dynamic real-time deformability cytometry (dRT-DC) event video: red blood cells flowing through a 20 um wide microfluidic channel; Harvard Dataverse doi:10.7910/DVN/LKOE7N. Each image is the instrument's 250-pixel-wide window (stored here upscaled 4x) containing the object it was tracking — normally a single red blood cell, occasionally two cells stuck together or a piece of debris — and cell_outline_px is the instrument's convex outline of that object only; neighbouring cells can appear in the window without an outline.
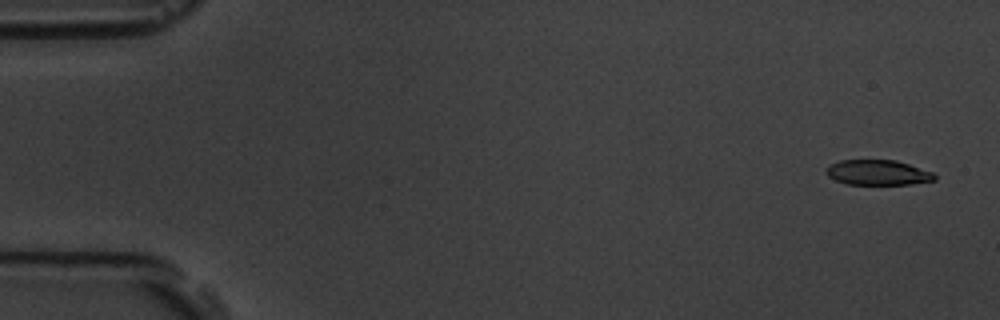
{"species": "common noctule bat (a hibernating species)", "species_latin": "Nyctalus noctula", "temperature_condition": "room temperature", "stored_images_in_passage": 3, "camera_frame_rate_fps": 3000, "um_per_image_px": 0.085, "animal": {"sex": "male", "body_mass_g": 19.5, "forearm_length_mm": 54.6}, "frame": {"image": 1, "passage_image": 1, "time_ms": 0.0, "image_size_px": [1000, 320], "cell_outline_px": [[936, 180], [912, 184], [848, 184], [836, 180], [828, 176], [828, 164], [840, 160], [896, 160], [932, 172], [936, 176]], "centroid_in_image_um": [74.63, 14.66], "position_along_channel_um": 10.4, "area_um2": 15.72}}